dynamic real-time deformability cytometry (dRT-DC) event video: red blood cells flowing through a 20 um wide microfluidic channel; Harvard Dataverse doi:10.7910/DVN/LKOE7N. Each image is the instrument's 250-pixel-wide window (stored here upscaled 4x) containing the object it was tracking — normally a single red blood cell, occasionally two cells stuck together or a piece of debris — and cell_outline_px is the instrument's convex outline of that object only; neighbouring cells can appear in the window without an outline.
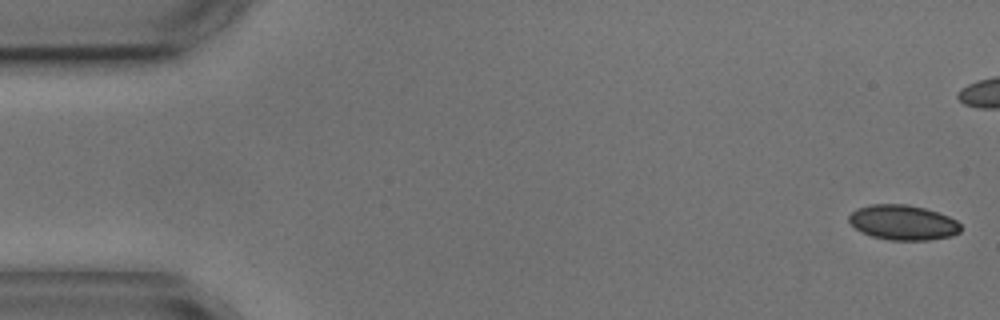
{"species": "common noctule bat (a hibernating species)", "species_latin": "Nyctalus noctula", "temperature_condition": "cold", "stored_images_in_passage": 3, "camera_frame_rate_fps": 3000, "um_per_image_px": 0.085, "animal": {"sex": "male", "body_mass_g": 17.9, "forearm_length_mm": 54.2}, "frame": {"image": 1, "passage_image": 1, "time_ms": 0.0, "image_size_px": [1000, 320], "cell_outline_px": [[960, 232], [952, 236], [928, 240], [888, 240], [872, 236], [860, 232], [848, 220], [848, 216], [856, 208], [868, 204], [908, 204], [924, 208], [948, 216], [956, 220], [960, 224]], "centroid_in_image_um": [76.73, 18.91], "position_along_channel_um": 8.3, "area_um2": 22.89}}